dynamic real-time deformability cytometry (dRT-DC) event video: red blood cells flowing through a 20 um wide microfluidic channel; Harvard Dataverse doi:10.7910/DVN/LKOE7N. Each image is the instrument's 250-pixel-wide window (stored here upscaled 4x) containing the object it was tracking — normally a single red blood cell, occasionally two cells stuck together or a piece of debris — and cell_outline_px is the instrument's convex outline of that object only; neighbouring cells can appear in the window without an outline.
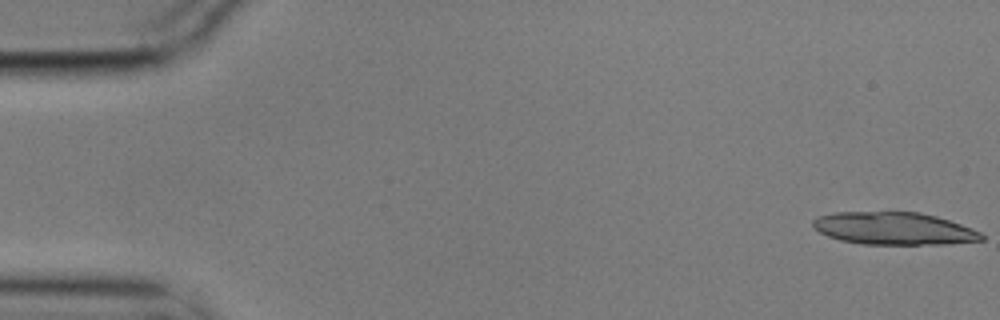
{"species": "common noctule bat (a hibernating species)", "species_latin": "Nyctalus noctula", "temperature_condition": "cold", "stored_images_in_passage": 7, "camera_frame_rate_fps": 3000, "um_per_image_px": 0.085, "animal": {"sex": "male", "body_mass_g": 17.9}, "frame": {"image": 1, "passage_image": 1, "time_ms": 0.0, "image_size_px": [1000, 320], "cell_outline_px": [[984, 240], [944, 244], [860, 244], [840, 240], [828, 236], [812, 228], [812, 220], [816, 216], [836, 212], [920, 212], [936, 216], [972, 228], [980, 232], [984, 236]], "centroid_in_image_um": [75.94, 19.42], "position_along_channel_um": 9.1, "area_um2": 32.02}}
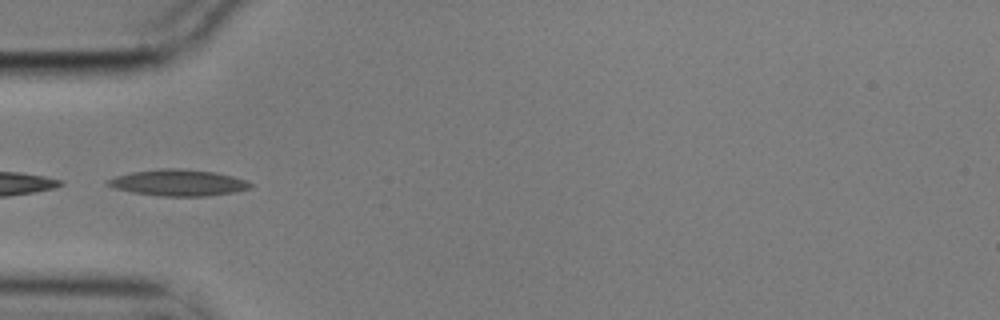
{"frame": {"image": 2, "passage_image": 6, "time_ms": 1.667, "image_size_px": [1000, 320], "cell_outline_px": [[252, 184], [248, 188], [232, 192], [204, 196], [156, 196], [132, 192], [116, 188], [104, 184], [104, 180], [116, 176], [132, 172], [164, 168], [176, 168], [212, 172], [232, 176], [244, 180]], "centroid_in_image_um": [15.06, 15.53], "position_along_channel_um": 69.9, "area_um2": 21.56}}
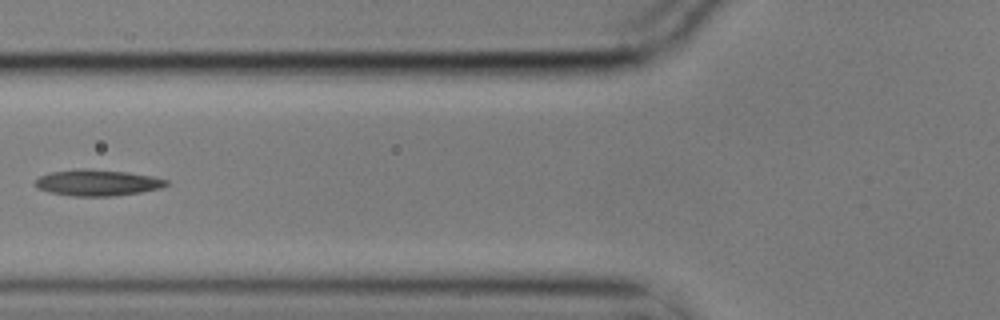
{"frame": {"image": 3, "passage_image": 7, "time_ms": 2.0, "image_size_px": [1000, 320], "cell_outline_px": [[172, 184], [164, 188], [116, 196], [72, 196], [52, 192], [36, 188], [32, 184], [40, 176], [52, 172], [76, 168], [88, 168], [128, 172], [152, 176], [168, 180]], "centroid_in_image_um": [8.33, 15.52], "position_along_channel_um": 117.5, "area_um2": 20.35}}